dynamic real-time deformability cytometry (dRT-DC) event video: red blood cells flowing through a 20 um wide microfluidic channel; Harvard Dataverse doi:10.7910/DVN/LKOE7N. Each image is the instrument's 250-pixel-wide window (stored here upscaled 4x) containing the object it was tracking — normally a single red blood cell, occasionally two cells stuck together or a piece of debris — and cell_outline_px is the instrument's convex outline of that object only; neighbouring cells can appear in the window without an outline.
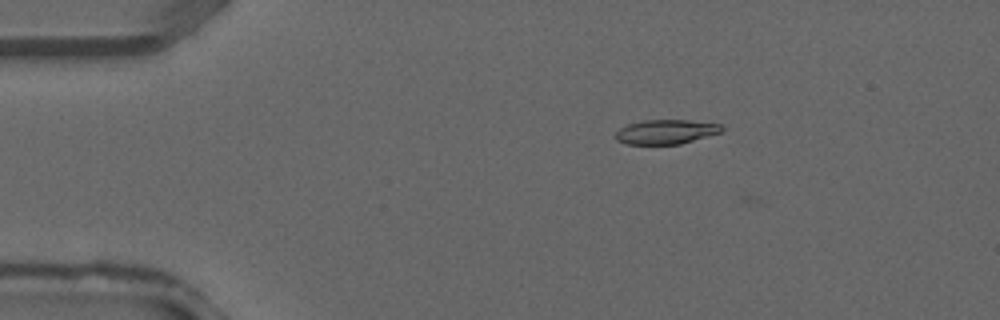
{"species": "common noctule bat (a hibernating species)", "species_latin": "Nyctalus noctula", "temperature_condition": "warm", "stored_images_in_passage": 35, "camera_frame_rate_fps": 3000, "um_per_image_px": 0.085, "animal": {"sex": "male", "forearm_length_mm": 52.5}, "frame": {"image": 1, "passage_image": 4, "time_ms": 1.0, "image_size_px": [1000, 320], "cell_outline_px": [[724, 128], [720, 132], [680, 144], [628, 144], [616, 140], [616, 132], [620, 128], [628, 124], [644, 120], [688, 120], [720, 124]], "centroid_in_image_um": [56.59, 11.2], "position_along_channel_um": 28.4, "area_um2": 14.91}}
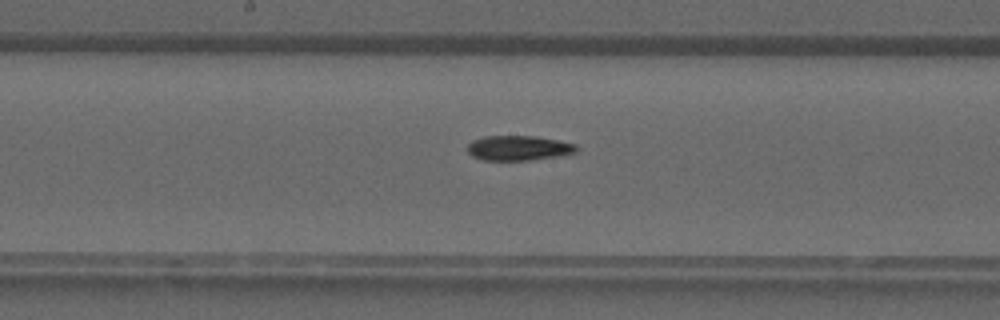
{"frame": {"image": 2, "passage_image": 17, "time_ms": 5.333, "image_size_px": [1000, 320], "cell_outline_px": [[576, 152], [556, 156], [528, 160], [484, 160], [472, 156], [468, 152], [468, 144], [472, 140], [484, 136], [536, 136], [576, 144]], "centroid_in_image_um": [44.03, 12.57], "position_along_channel_um": 204.2, "area_um2": 15.61}}
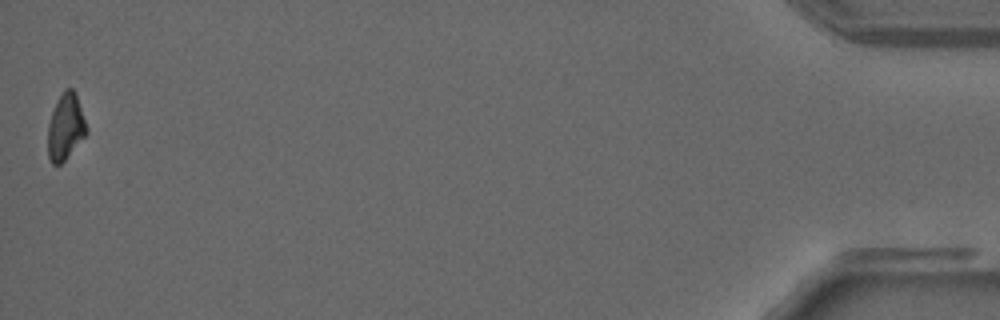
{"frame": {"image": 3, "passage_image": 35, "time_ms": 11.333, "image_size_px": [1000, 320], "cell_outline_px": [[88, 132], [64, 160], [60, 164], [52, 164], [48, 156], [48, 124], [52, 112], [64, 88], [72, 88], [76, 92], [88, 128]], "centroid_in_image_um": [5.58, 10.76], "position_along_channel_um": 429.6, "area_um2": 14.8}}